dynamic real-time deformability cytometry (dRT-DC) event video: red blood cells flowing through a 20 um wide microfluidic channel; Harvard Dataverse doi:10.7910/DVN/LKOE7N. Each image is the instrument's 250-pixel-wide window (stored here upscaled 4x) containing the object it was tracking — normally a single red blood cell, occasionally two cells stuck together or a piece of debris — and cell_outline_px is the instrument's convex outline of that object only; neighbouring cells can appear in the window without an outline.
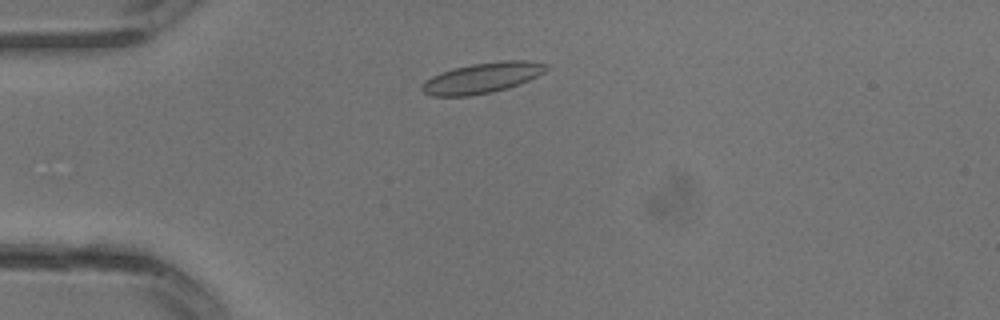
{"species": "common noctule bat (a hibernating species)", "species_latin": "Nyctalus noctula", "temperature_condition": "warm", "stored_images_in_passage": 29, "camera_frame_rate_fps": 3000, "um_per_image_px": 0.085, "animal": {"sex": "male", "body_mass_g": 13.3}, "frame": {"image": 1, "passage_image": 5, "time_ms": 1.333, "image_size_px": [1000, 320], "cell_outline_px": [[548, 68], [544, 72], [520, 84], [508, 88], [492, 92], [468, 96], [432, 96], [424, 92], [420, 88], [420, 84], [424, 80], [440, 72], [472, 64], [500, 60], [528, 60], [548, 64]], "centroid_in_image_um": [40.97, 6.62], "position_along_channel_um": 44.0, "area_um2": 22.2}}
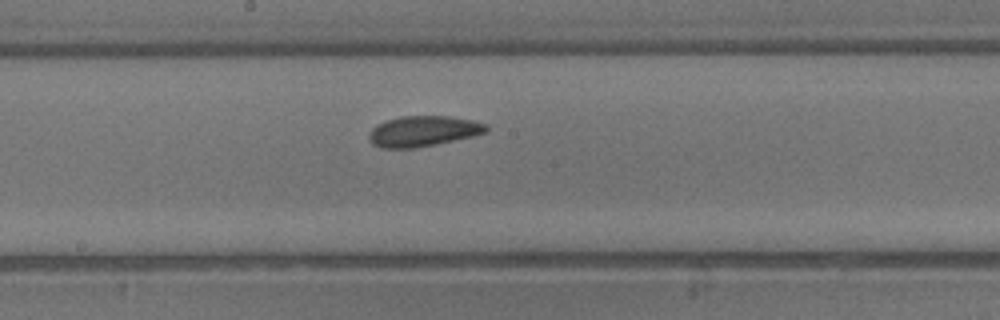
{"frame": {"image": 2, "passage_image": 14, "time_ms": 4.333, "image_size_px": [1000, 320], "cell_outline_px": [[488, 132], [472, 136], [436, 144], [416, 148], [380, 148], [372, 144], [368, 140], [368, 132], [376, 124], [400, 116], [448, 116], [472, 120], [488, 124]], "centroid_in_image_um": [35.94, 11.15], "position_along_channel_um": 212.3, "area_um2": 21.04}}
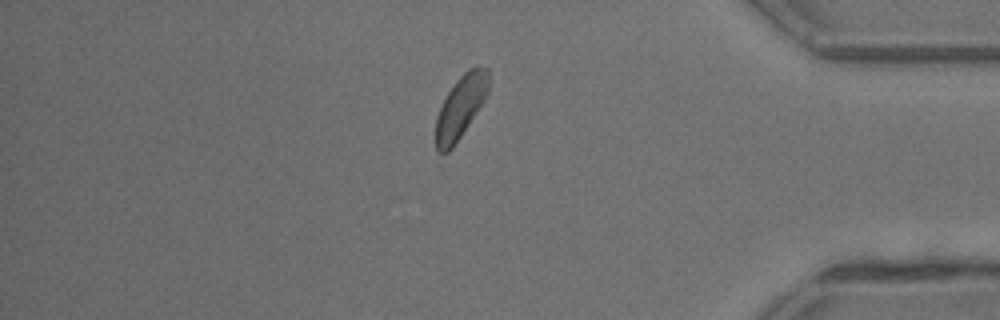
{"frame": {"image": 3, "passage_image": 24, "time_ms": 7.667, "image_size_px": [1000, 320], "cell_outline_px": [[488, 92], [484, 100], [452, 148], [448, 152], [436, 152], [436, 116], [448, 92], [456, 80], [468, 68], [476, 64], [488, 68]], "centroid_in_image_um": [39.15, 9.04], "position_along_channel_um": 396.0, "area_um2": 19.02}}